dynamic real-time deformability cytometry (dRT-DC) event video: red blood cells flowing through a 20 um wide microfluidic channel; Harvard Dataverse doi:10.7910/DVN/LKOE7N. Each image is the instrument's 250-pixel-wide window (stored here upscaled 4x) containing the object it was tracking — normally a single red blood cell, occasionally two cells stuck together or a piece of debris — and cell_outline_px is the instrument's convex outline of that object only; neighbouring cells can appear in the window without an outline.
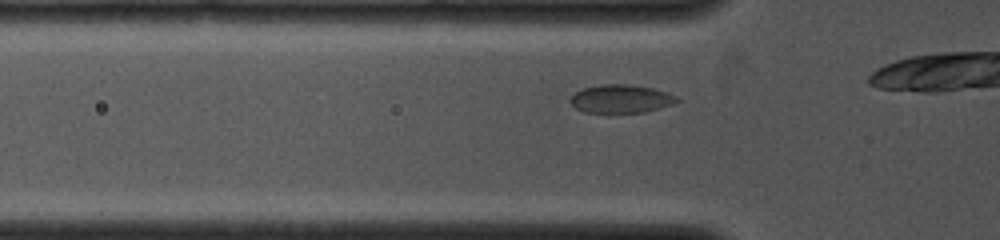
{"species": "common noctule bat (a hibernating species)", "species_latin": "Nyctalus noctula", "temperature_condition": "cold", "stored_images_in_passage": 26, "camera_frame_rate_fps": 4000, "um_per_image_px": 0.085, "animal": {"sex": "female", "body_mass_g": 19.0, "forearm_length_mm": 53.3}, "frame": {"image": 1, "passage_image": 7, "time_ms": 1.0, "image_size_px": [1000, 240], "cell_outline_px": [[680, 100], [672, 104], [660, 108], [644, 112], [584, 112], [576, 108], [568, 100], [576, 92], [584, 88], [600, 84], [632, 84], [652, 88], [668, 92], [676, 96]], "centroid_in_image_um": [52.79, 8.39], "position_along_channel_um": 73.0, "area_um2": 17.51}}
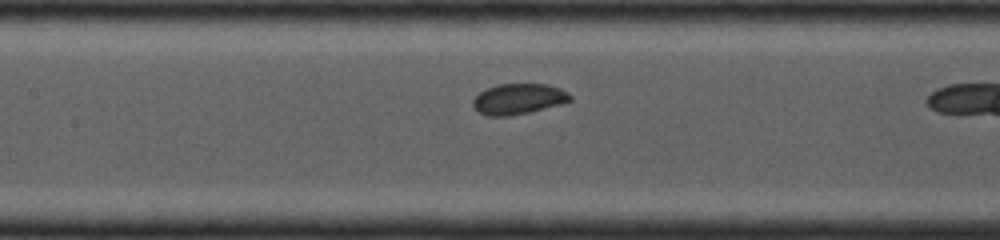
{"frame": {"image": 2, "passage_image": 18, "time_ms": 3.0, "image_size_px": [1000, 240], "cell_outline_px": [[572, 100], [560, 104], [528, 112], [508, 116], [484, 116], [476, 112], [472, 108], [472, 100], [480, 92], [496, 84], [548, 84], [560, 88], [568, 92], [572, 96]], "centroid_in_image_um": [44.02, 8.42], "position_along_channel_um": 163.4, "area_um2": 17.51}}
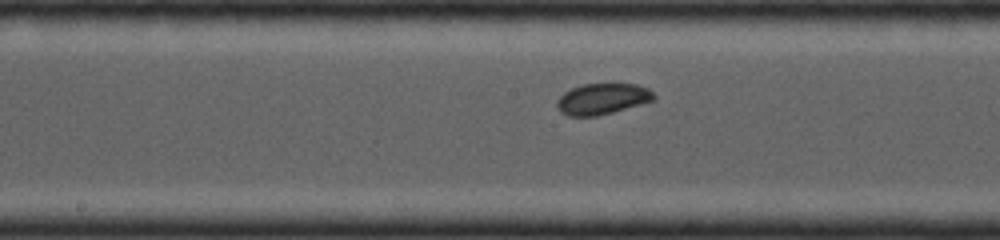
{"frame": {"image": 3, "passage_image": 23, "time_ms": 3.75, "image_size_px": [1000, 240], "cell_outline_px": [[656, 100], [612, 112], [596, 116], [568, 116], [560, 112], [556, 108], [556, 100], [564, 92], [572, 88], [584, 84], [636, 84], [648, 88], [656, 96]], "centroid_in_image_um": [51.18, 8.41], "position_along_channel_um": 197.0, "area_um2": 17.57}}